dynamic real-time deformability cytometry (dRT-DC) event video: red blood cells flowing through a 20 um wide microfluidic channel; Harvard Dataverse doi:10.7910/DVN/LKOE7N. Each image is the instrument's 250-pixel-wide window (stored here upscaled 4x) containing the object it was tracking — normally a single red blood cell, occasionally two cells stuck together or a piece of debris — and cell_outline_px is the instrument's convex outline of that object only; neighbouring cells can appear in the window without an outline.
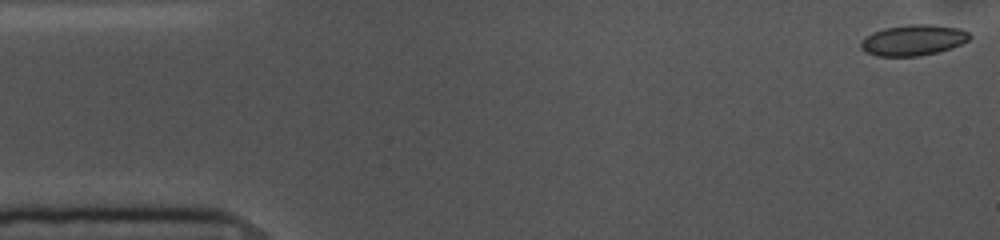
{"species": "common noctule bat (a hibernating species)", "species_latin": "Nyctalus noctula", "temperature_condition": "cold", "stored_images_in_passage": 54, "camera_frame_rate_fps": 3000, "um_per_image_px": 0.085, "animal": {"sex": "female", "body_mass_g": 10.0, "forearm_length_mm": 53.1}, "frame": {"image": 1, "passage_image": 1, "time_ms": 0.0, "image_size_px": [1000, 240], "cell_outline_px": [[972, 36], [968, 40], [952, 48], [920, 56], [876, 56], [864, 52], [860, 48], [860, 44], [864, 36], [872, 32], [884, 28], [908, 24], [932, 24], [960, 28], [968, 32]], "centroid_in_image_um": [77.6, 3.4], "position_along_channel_um": 7.4, "area_um2": 19.77}}
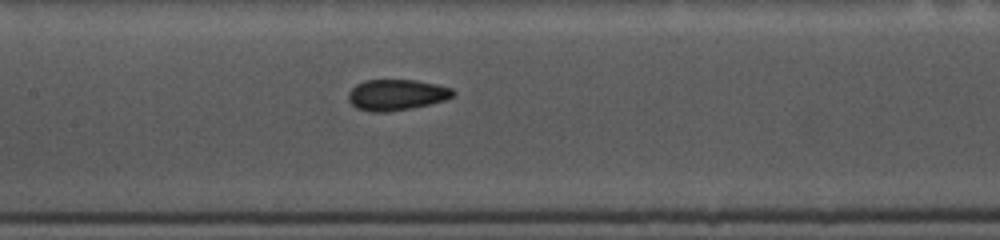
{"frame": {"image": 2, "passage_image": 24, "time_ms": 7.667, "image_size_px": [1000, 240], "cell_outline_px": [[456, 92], [452, 96], [444, 100], [412, 108], [384, 112], [372, 112], [356, 108], [348, 100], [348, 92], [356, 84], [364, 80], [416, 80], [436, 84], [452, 88]], "centroid_in_image_um": [33.68, 8.05], "position_along_channel_um": 173.7, "area_um2": 18.84}}
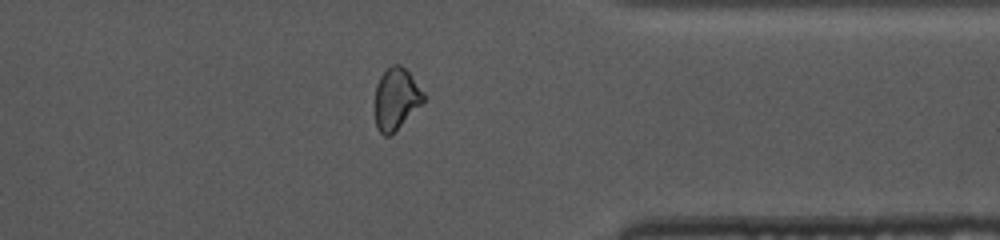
{"frame": {"image": 3, "passage_image": 42, "time_ms": 13.667, "image_size_px": [1000, 240], "cell_outline_px": [[424, 100], [388, 136], [384, 136], [376, 128], [376, 84], [380, 76], [392, 64], [400, 64], [408, 72], [424, 92]], "centroid_in_image_um": [33.64, 8.36], "position_along_channel_um": 377.8, "area_um2": 16.76}, "authors_computed_cell_mechanics": {"area_um2": 18.8139, "velocity_mm_per_s": 3.6006, "shape_relaxation_time_tau1_ms": 7.256, "shape_relaxation_time_tau2_ms": 3.4498, "deformation_change_tau1": 0.1113, "deformation_change_tau2": 0.0654}}